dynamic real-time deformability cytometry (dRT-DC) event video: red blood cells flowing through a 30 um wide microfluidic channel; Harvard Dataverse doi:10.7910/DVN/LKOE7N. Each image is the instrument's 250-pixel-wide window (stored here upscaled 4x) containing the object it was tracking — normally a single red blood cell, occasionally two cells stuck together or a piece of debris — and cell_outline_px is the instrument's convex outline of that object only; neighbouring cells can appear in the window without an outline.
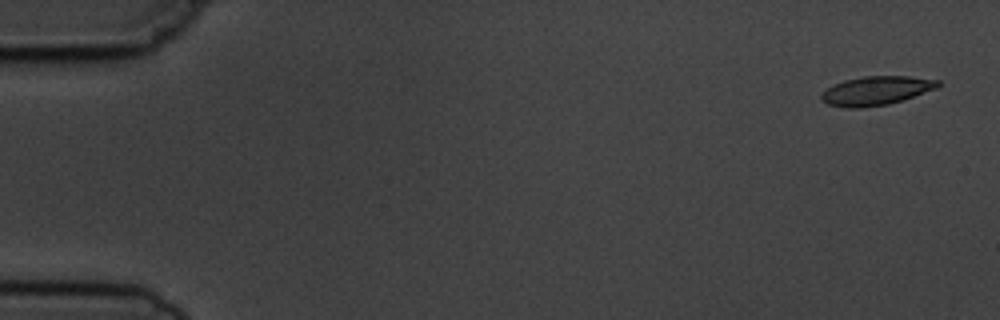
{"species": "common noctule bat (a hibernating species)", "species_latin": "Nyctalus noctula", "temperature_condition": "cold", "stored_images_in_passage": 5, "camera_frame_rate_fps": 3000, "um_per_image_px": 0.085, "animal": {"sex": "male", "body_mass_g": 19.5, "forearm_length_mm": 54.6}, "frame": {"image": 1, "passage_image": 1, "time_ms": 0.0, "image_size_px": [1000, 320], "cell_outline_px": [[940, 84], [936, 88], [904, 100], [888, 104], [860, 108], [844, 108], [828, 104], [820, 96], [832, 84], [844, 80], [864, 76], [908, 76], [940, 80]], "centroid_in_image_um": [74.48, 7.71], "position_along_channel_um": 10.5, "area_um2": 19.59}}
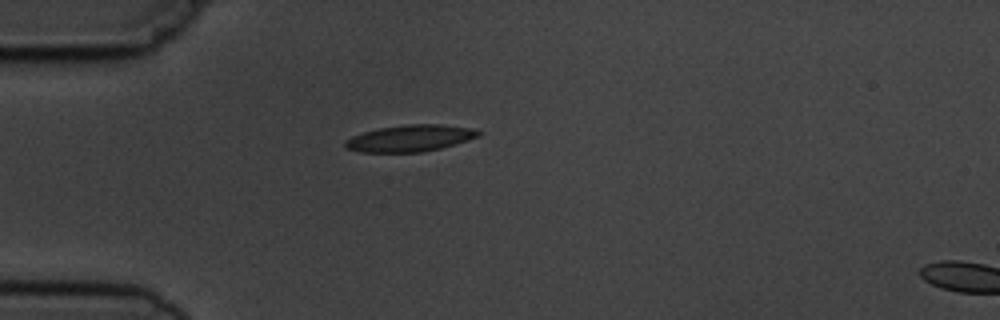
{"frame": {"image": 2, "passage_image": 4, "time_ms": 4.333, "image_size_px": [1000, 320], "cell_outline_px": [[480, 132], [476, 136], [468, 140], [440, 148], [424, 152], [360, 152], [348, 148], [344, 144], [344, 140], [352, 136], [364, 132], [380, 128], [408, 124], [440, 124], [472, 128]], "centroid_in_image_um": [34.83, 11.75], "position_along_channel_um": 50.2, "area_um2": 20.4}}